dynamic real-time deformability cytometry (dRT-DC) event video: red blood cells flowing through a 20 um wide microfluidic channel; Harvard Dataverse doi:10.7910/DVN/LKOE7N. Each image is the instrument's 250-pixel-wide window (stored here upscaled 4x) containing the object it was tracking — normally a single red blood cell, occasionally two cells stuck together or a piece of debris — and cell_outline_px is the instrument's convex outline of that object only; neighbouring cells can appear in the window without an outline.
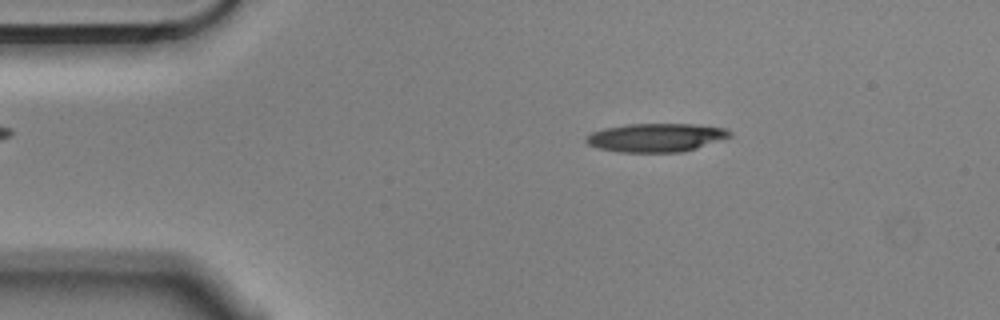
{"species": "Egyptian fruit bat (a non-hibernating species)", "species_latin": "Rousettus aegyptiacus", "temperature_condition": "cold", "stored_images_in_passage": 6, "camera_frame_rate_fps": 3000, "um_per_image_px": 0.085, "animal": {"sex": "male"}, "frame": {"image": 1, "passage_image": 3, "time_ms": 0.667, "image_size_px": [1000, 320], "cell_outline_px": [[732, 136], [684, 152], [620, 152], [600, 148], [588, 144], [584, 140], [584, 136], [592, 132], [604, 128], [628, 124], [696, 124], [728, 128], [732, 132]], "centroid_in_image_um": [55.78, 11.68], "position_along_channel_um": 29.2, "area_um2": 23.99}}
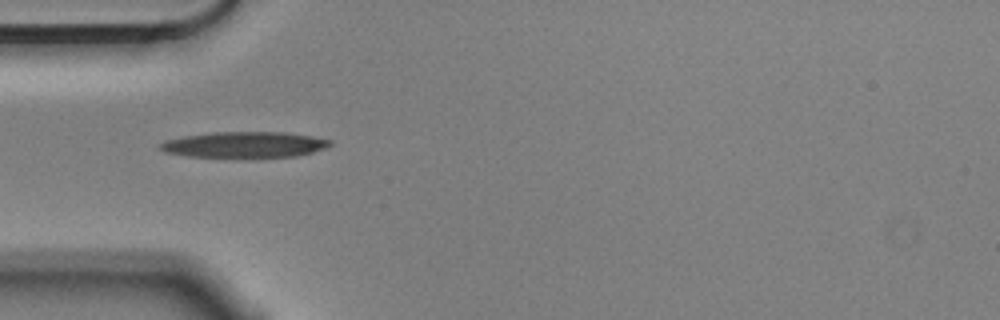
{"frame": {"image": 2, "passage_image": 5, "time_ms": 1.333, "image_size_px": [1000, 320], "cell_outline_px": [[332, 144], [324, 148], [312, 152], [296, 156], [188, 156], [164, 152], [156, 144], [164, 140], [184, 136], [216, 132], [284, 132], [312, 136], [332, 140]], "centroid_in_image_um": [20.75, 12.27], "position_along_channel_um": 64.3, "area_um2": 25.2}}
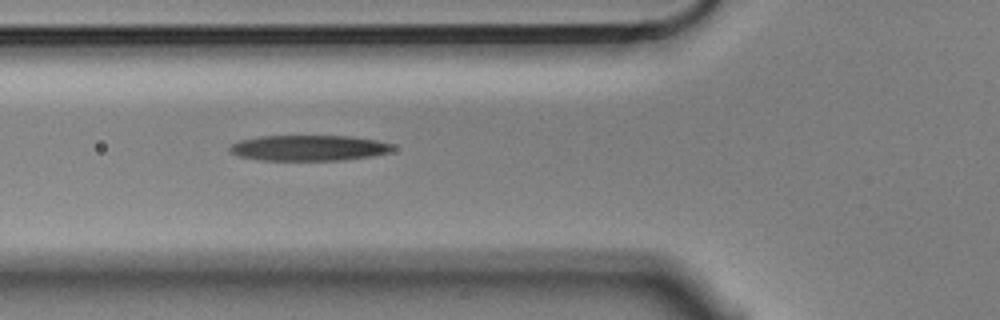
{"frame": {"image": 3, "passage_image": 6, "time_ms": 1.667, "image_size_px": [1000, 320], "cell_outline_px": [[392, 148], [388, 152], [372, 156], [344, 160], [260, 160], [240, 156], [232, 152], [228, 148], [232, 144], [240, 140], [260, 136], [348, 136], [376, 140], [392, 144]], "centroid_in_image_um": [26.23, 12.57], "position_along_channel_um": 99.6, "area_um2": 24.1}}